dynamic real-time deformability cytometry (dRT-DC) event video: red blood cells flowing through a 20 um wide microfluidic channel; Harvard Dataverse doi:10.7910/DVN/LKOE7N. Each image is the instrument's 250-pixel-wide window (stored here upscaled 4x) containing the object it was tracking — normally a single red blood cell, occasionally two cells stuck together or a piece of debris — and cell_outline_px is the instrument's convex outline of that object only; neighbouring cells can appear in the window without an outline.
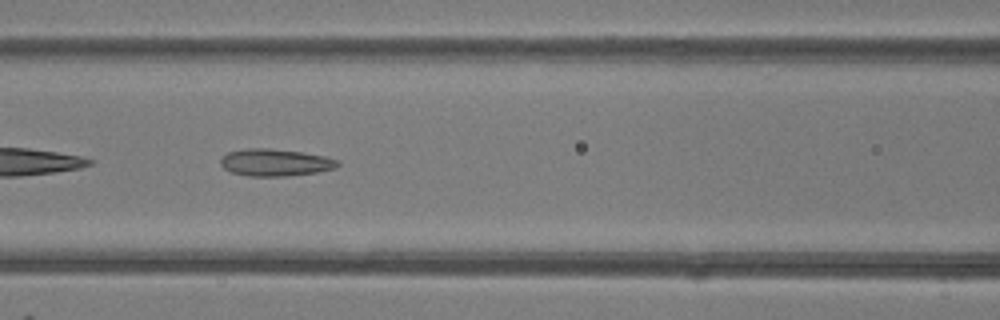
{"species": "common noctule bat (a hibernating species)", "species_latin": "Nyctalus noctula", "temperature_condition": "room temperature", "stored_images_in_passage": 39, "camera_frame_rate_fps": 3000, "um_per_image_px": 0.085, "animal": {"sex": "female"}, "frame": {"image": 1, "passage_image": 12, "time_ms": 3.667, "image_size_px": [1000, 320], "cell_outline_px": [[340, 164], [336, 168], [316, 172], [284, 176], [248, 176], [232, 172], [224, 168], [220, 164], [220, 160], [228, 152], [248, 148], [268, 148], [300, 152], [324, 156], [336, 160]], "centroid_in_image_um": [23.37, 13.81], "position_along_channel_um": 143.2, "area_um2": 18.26}, "authors_computed_cell_mechanics": {"area_um2": 18.6116, "velocity_mm_per_s": 4.2293, "shape_relaxation_time_tau1_ms": 6.7645, "shape_relaxation_time_tau2_ms": 2.107, "deformation_change_tau1": 0.1839, "deformation_change_tau2": 0.1156}}